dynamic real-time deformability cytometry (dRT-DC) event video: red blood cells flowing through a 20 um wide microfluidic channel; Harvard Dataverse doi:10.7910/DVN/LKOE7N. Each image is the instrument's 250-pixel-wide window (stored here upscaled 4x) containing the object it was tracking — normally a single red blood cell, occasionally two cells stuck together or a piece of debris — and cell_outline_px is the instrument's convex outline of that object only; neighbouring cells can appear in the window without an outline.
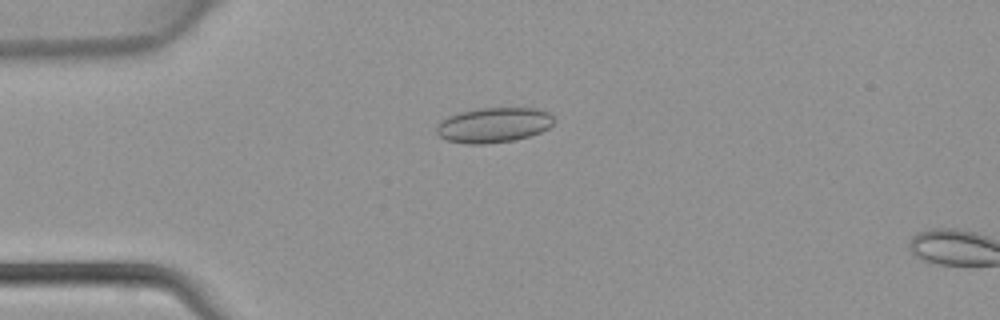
{"species": "common noctule bat (a hibernating species)", "species_latin": "Nyctalus noctula", "temperature_condition": "warm", "stored_images_in_passage": 14, "camera_frame_rate_fps": 3000, "um_per_image_px": 0.085, "animal": {"sex": "female", "body_mass_g": 22.7, "forearm_length_mm": 54.2}, "frame": {"image": 1, "passage_image": 12, "time_ms": 3.667, "image_size_px": [1000, 320], "cell_outline_px": [[552, 124], [548, 128], [540, 132], [516, 140], [484, 144], [468, 144], [448, 140], [440, 136], [436, 132], [436, 128], [448, 116], [460, 112], [480, 108], [536, 108], [548, 112], [552, 116]], "centroid_in_image_um": [41.97, 10.63], "position_along_channel_um": 43.0, "area_um2": 23.7}}